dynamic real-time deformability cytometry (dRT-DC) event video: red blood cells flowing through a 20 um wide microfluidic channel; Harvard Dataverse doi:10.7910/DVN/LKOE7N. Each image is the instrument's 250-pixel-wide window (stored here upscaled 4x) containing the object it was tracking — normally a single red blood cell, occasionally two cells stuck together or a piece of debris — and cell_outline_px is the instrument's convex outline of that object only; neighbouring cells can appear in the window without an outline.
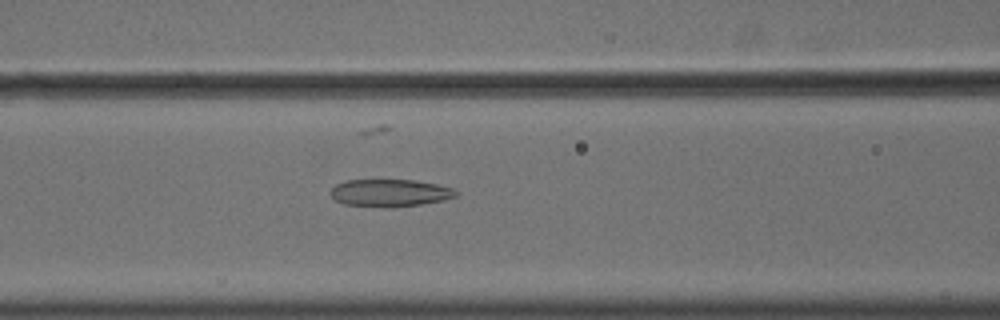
{"species": "common noctule bat (a hibernating species)", "species_latin": "Nyctalus noctula", "temperature_condition": "cold", "stored_images_in_passage": 56, "camera_frame_rate_fps": 3000, "um_per_image_px": 0.085, "animal": {"sex": "male", "body_mass_g": 18.8}, "frame": {"image": 1, "passage_image": 24, "time_ms": 7.667, "image_size_px": [1000, 320], "cell_outline_px": [[460, 192], [456, 196], [444, 200], [420, 204], [344, 204], [336, 200], [328, 192], [336, 184], [348, 180], [412, 180], [436, 184], [452, 188]], "centroid_in_image_um": [33.17, 16.34], "position_along_channel_um": 133.4, "area_um2": 18.9}}
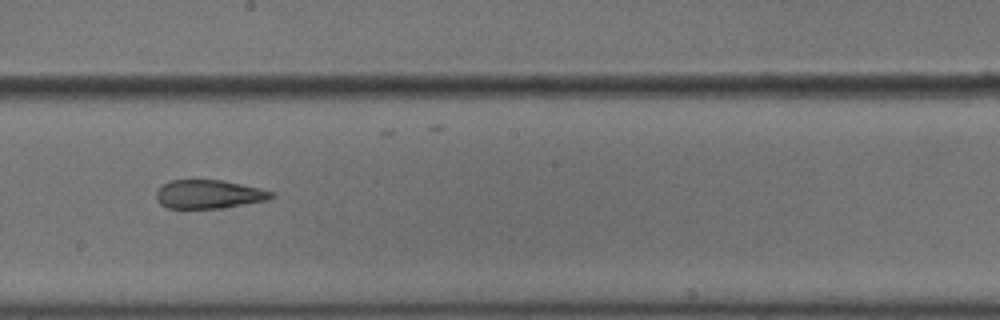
{"frame": {"image": 2, "passage_image": 32, "time_ms": 10.333, "image_size_px": [1000, 320], "cell_outline_px": [[276, 196], [268, 200], [220, 208], [168, 208], [160, 204], [156, 200], [156, 192], [164, 184], [172, 180], [224, 180], [260, 188], [272, 192]], "centroid_in_image_um": [17.76, 16.51], "position_along_channel_um": 230.4, "area_um2": 19.13}}
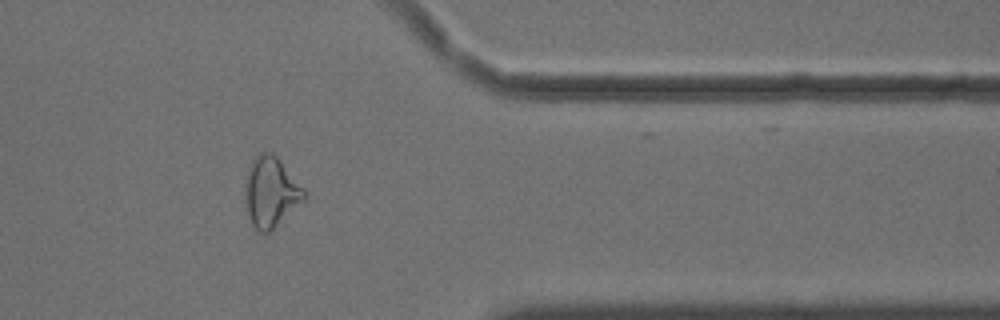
{"frame": {"image": 3, "passage_image": 46, "time_ms": 15.0, "image_size_px": [1000, 320], "cell_outline_px": [[304, 200], [268, 232], [260, 232], [252, 224], [248, 216], [244, 188], [244, 184], [248, 168], [252, 160], [260, 152], [272, 152], [280, 160], [304, 188]], "centroid_in_image_um": [22.99, 16.28], "position_along_channel_um": 388.4, "area_um2": 23.76}, "authors_computed_cell_mechanics": {"area_um2": 23.7269, "velocity_mm_per_s": 3.6295, "shape_relaxation_time_tau1_ms": null, "shape_relaxation_time_tau2_ms": 4.6046, "deformation_change_tau1": null, "deformation_change_tau2": 0.1358}}